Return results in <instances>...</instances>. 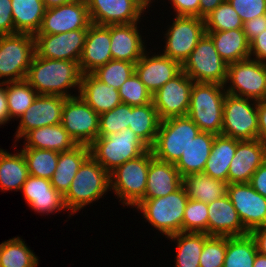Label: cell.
Listing matches in <instances>:
<instances>
[{
    "mask_svg": "<svg viewBox=\"0 0 266 267\" xmlns=\"http://www.w3.org/2000/svg\"><path fill=\"white\" fill-rule=\"evenodd\" d=\"M81 76L78 62L46 59L35 53L25 80L38 94L67 98L74 96L68 94V88L77 86L80 89Z\"/></svg>",
    "mask_w": 266,
    "mask_h": 267,
    "instance_id": "1",
    "label": "cell"
},
{
    "mask_svg": "<svg viewBox=\"0 0 266 267\" xmlns=\"http://www.w3.org/2000/svg\"><path fill=\"white\" fill-rule=\"evenodd\" d=\"M224 86L218 83H193L187 116L200 131L221 135L227 94Z\"/></svg>",
    "mask_w": 266,
    "mask_h": 267,
    "instance_id": "2",
    "label": "cell"
},
{
    "mask_svg": "<svg viewBox=\"0 0 266 267\" xmlns=\"http://www.w3.org/2000/svg\"><path fill=\"white\" fill-rule=\"evenodd\" d=\"M109 188V173L90 155L80 166L63 196L65 207L74 214L85 205L100 199Z\"/></svg>",
    "mask_w": 266,
    "mask_h": 267,
    "instance_id": "3",
    "label": "cell"
},
{
    "mask_svg": "<svg viewBox=\"0 0 266 267\" xmlns=\"http://www.w3.org/2000/svg\"><path fill=\"white\" fill-rule=\"evenodd\" d=\"M89 147L90 155L108 173L150 149L129 127L107 137L98 136Z\"/></svg>",
    "mask_w": 266,
    "mask_h": 267,
    "instance_id": "4",
    "label": "cell"
},
{
    "mask_svg": "<svg viewBox=\"0 0 266 267\" xmlns=\"http://www.w3.org/2000/svg\"><path fill=\"white\" fill-rule=\"evenodd\" d=\"M188 195L183 184L174 192L159 198H145L136 207L144 218L165 236L182 232Z\"/></svg>",
    "mask_w": 266,
    "mask_h": 267,
    "instance_id": "5",
    "label": "cell"
},
{
    "mask_svg": "<svg viewBox=\"0 0 266 267\" xmlns=\"http://www.w3.org/2000/svg\"><path fill=\"white\" fill-rule=\"evenodd\" d=\"M200 129L188 117H174L161 121L155 142L150 148L153 157L175 164Z\"/></svg>",
    "mask_w": 266,
    "mask_h": 267,
    "instance_id": "6",
    "label": "cell"
},
{
    "mask_svg": "<svg viewBox=\"0 0 266 267\" xmlns=\"http://www.w3.org/2000/svg\"><path fill=\"white\" fill-rule=\"evenodd\" d=\"M153 158L152 151L149 149L109 173L110 189H113L116 196L123 200L124 205L136 207L145 199L149 163Z\"/></svg>",
    "mask_w": 266,
    "mask_h": 267,
    "instance_id": "7",
    "label": "cell"
},
{
    "mask_svg": "<svg viewBox=\"0 0 266 267\" xmlns=\"http://www.w3.org/2000/svg\"><path fill=\"white\" fill-rule=\"evenodd\" d=\"M227 70L228 64L221 58L207 33L182 64V71L194 82L225 85Z\"/></svg>",
    "mask_w": 266,
    "mask_h": 267,
    "instance_id": "8",
    "label": "cell"
},
{
    "mask_svg": "<svg viewBox=\"0 0 266 267\" xmlns=\"http://www.w3.org/2000/svg\"><path fill=\"white\" fill-rule=\"evenodd\" d=\"M35 54L34 35L16 33L0 36V79L2 82L25 80Z\"/></svg>",
    "mask_w": 266,
    "mask_h": 267,
    "instance_id": "9",
    "label": "cell"
},
{
    "mask_svg": "<svg viewBox=\"0 0 266 267\" xmlns=\"http://www.w3.org/2000/svg\"><path fill=\"white\" fill-rule=\"evenodd\" d=\"M227 82L231 83L227 94L266 101V64L258 60L248 58L229 64Z\"/></svg>",
    "mask_w": 266,
    "mask_h": 267,
    "instance_id": "10",
    "label": "cell"
},
{
    "mask_svg": "<svg viewBox=\"0 0 266 267\" xmlns=\"http://www.w3.org/2000/svg\"><path fill=\"white\" fill-rule=\"evenodd\" d=\"M250 100L226 94L221 135L239 141L257 139L259 130L257 101L250 104Z\"/></svg>",
    "mask_w": 266,
    "mask_h": 267,
    "instance_id": "11",
    "label": "cell"
},
{
    "mask_svg": "<svg viewBox=\"0 0 266 267\" xmlns=\"http://www.w3.org/2000/svg\"><path fill=\"white\" fill-rule=\"evenodd\" d=\"M61 125L77 145L90 146L98 137L99 115L79 96L67 97Z\"/></svg>",
    "mask_w": 266,
    "mask_h": 267,
    "instance_id": "12",
    "label": "cell"
},
{
    "mask_svg": "<svg viewBox=\"0 0 266 267\" xmlns=\"http://www.w3.org/2000/svg\"><path fill=\"white\" fill-rule=\"evenodd\" d=\"M166 35L164 56L178 61L181 65L206 33L204 19L199 17L176 16Z\"/></svg>",
    "mask_w": 266,
    "mask_h": 267,
    "instance_id": "13",
    "label": "cell"
},
{
    "mask_svg": "<svg viewBox=\"0 0 266 267\" xmlns=\"http://www.w3.org/2000/svg\"><path fill=\"white\" fill-rule=\"evenodd\" d=\"M193 83L194 81L181 71L152 95L161 121L187 116Z\"/></svg>",
    "mask_w": 266,
    "mask_h": 267,
    "instance_id": "14",
    "label": "cell"
},
{
    "mask_svg": "<svg viewBox=\"0 0 266 267\" xmlns=\"http://www.w3.org/2000/svg\"><path fill=\"white\" fill-rule=\"evenodd\" d=\"M87 29H77L60 34H35V53L53 60L80 61Z\"/></svg>",
    "mask_w": 266,
    "mask_h": 267,
    "instance_id": "15",
    "label": "cell"
},
{
    "mask_svg": "<svg viewBox=\"0 0 266 267\" xmlns=\"http://www.w3.org/2000/svg\"><path fill=\"white\" fill-rule=\"evenodd\" d=\"M226 195L248 232L266 225V198L255 191L249 183L228 184Z\"/></svg>",
    "mask_w": 266,
    "mask_h": 267,
    "instance_id": "16",
    "label": "cell"
},
{
    "mask_svg": "<svg viewBox=\"0 0 266 267\" xmlns=\"http://www.w3.org/2000/svg\"><path fill=\"white\" fill-rule=\"evenodd\" d=\"M90 22L109 26L137 23L146 6L140 0H86Z\"/></svg>",
    "mask_w": 266,
    "mask_h": 267,
    "instance_id": "17",
    "label": "cell"
},
{
    "mask_svg": "<svg viewBox=\"0 0 266 267\" xmlns=\"http://www.w3.org/2000/svg\"><path fill=\"white\" fill-rule=\"evenodd\" d=\"M91 24L86 0L47 8L40 30L36 34H60L88 29Z\"/></svg>",
    "mask_w": 266,
    "mask_h": 267,
    "instance_id": "18",
    "label": "cell"
},
{
    "mask_svg": "<svg viewBox=\"0 0 266 267\" xmlns=\"http://www.w3.org/2000/svg\"><path fill=\"white\" fill-rule=\"evenodd\" d=\"M66 97L61 95L38 94L34 102L19 118L16 139L22 138L32 129L61 124Z\"/></svg>",
    "mask_w": 266,
    "mask_h": 267,
    "instance_id": "19",
    "label": "cell"
},
{
    "mask_svg": "<svg viewBox=\"0 0 266 267\" xmlns=\"http://www.w3.org/2000/svg\"><path fill=\"white\" fill-rule=\"evenodd\" d=\"M266 161V146L258 139L236 140V151L228 170V184L249 183Z\"/></svg>",
    "mask_w": 266,
    "mask_h": 267,
    "instance_id": "20",
    "label": "cell"
},
{
    "mask_svg": "<svg viewBox=\"0 0 266 267\" xmlns=\"http://www.w3.org/2000/svg\"><path fill=\"white\" fill-rule=\"evenodd\" d=\"M146 55L144 52L135 63V73L153 95L182 71V65L163 54L153 55L150 58Z\"/></svg>",
    "mask_w": 266,
    "mask_h": 267,
    "instance_id": "21",
    "label": "cell"
},
{
    "mask_svg": "<svg viewBox=\"0 0 266 267\" xmlns=\"http://www.w3.org/2000/svg\"><path fill=\"white\" fill-rule=\"evenodd\" d=\"M110 25L90 24L79 61L82 74H91L112 60Z\"/></svg>",
    "mask_w": 266,
    "mask_h": 267,
    "instance_id": "22",
    "label": "cell"
},
{
    "mask_svg": "<svg viewBox=\"0 0 266 267\" xmlns=\"http://www.w3.org/2000/svg\"><path fill=\"white\" fill-rule=\"evenodd\" d=\"M208 206V235L218 237L244 236V228L229 197L225 195Z\"/></svg>",
    "mask_w": 266,
    "mask_h": 267,
    "instance_id": "23",
    "label": "cell"
},
{
    "mask_svg": "<svg viewBox=\"0 0 266 267\" xmlns=\"http://www.w3.org/2000/svg\"><path fill=\"white\" fill-rule=\"evenodd\" d=\"M21 190L28 205L39 213L66 209L63 196L52 186L51 180L29 175Z\"/></svg>",
    "mask_w": 266,
    "mask_h": 267,
    "instance_id": "24",
    "label": "cell"
},
{
    "mask_svg": "<svg viewBox=\"0 0 266 267\" xmlns=\"http://www.w3.org/2000/svg\"><path fill=\"white\" fill-rule=\"evenodd\" d=\"M137 23L110 25L113 60L136 63L145 52Z\"/></svg>",
    "mask_w": 266,
    "mask_h": 267,
    "instance_id": "25",
    "label": "cell"
},
{
    "mask_svg": "<svg viewBox=\"0 0 266 267\" xmlns=\"http://www.w3.org/2000/svg\"><path fill=\"white\" fill-rule=\"evenodd\" d=\"M79 95L98 114L114 109L122 103L119 90L96 79L92 74H82Z\"/></svg>",
    "mask_w": 266,
    "mask_h": 267,
    "instance_id": "26",
    "label": "cell"
},
{
    "mask_svg": "<svg viewBox=\"0 0 266 267\" xmlns=\"http://www.w3.org/2000/svg\"><path fill=\"white\" fill-rule=\"evenodd\" d=\"M183 183L173 163L153 158L149 163L145 198H159L176 191Z\"/></svg>",
    "mask_w": 266,
    "mask_h": 267,
    "instance_id": "27",
    "label": "cell"
},
{
    "mask_svg": "<svg viewBox=\"0 0 266 267\" xmlns=\"http://www.w3.org/2000/svg\"><path fill=\"white\" fill-rule=\"evenodd\" d=\"M221 58L229 65L250 58V42L242 28L206 31Z\"/></svg>",
    "mask_w": 266,
    "mask_h": 267,
    "instance_id": "28",
    "label": "cell"
},
{
    "mask_svg": "<svg viewBox=\"0 0 266 267\" xmlns=\"http://www.w3.org/2000/svg\"><path fill=\"white\" fill-rule=\"evenodd\" d=\"M215 136L213 133L200 131L191 141L174 164L182 178L192 173H203Z\"/></svg>",
    "mask_w": 266,
    "mask_h": 267,
    "instance_id": "29",
    "label": "cell"
},
{
    "mask_svg": "<svg viewBox=\"0 0 266 267\" xmlns=\"http://www.w3.org/2000/svg\"><path fill=\"white\" fill-rule=\"evenodd\" d=\"M89 156L90 147L86 145H77L69 151L59 153L51 184L62 196L67 193L80 166Z\"/></svg>",
    "mask_w": 266,
    "mask_h": 267,
    "instance_id": "30",
    "label": "cell"
},
{
    "mask_svg": "<svg viewBox=\"0 0 266 267\" xmlns=\"http://www.w3.org/2000/svg\"><path fill=\"white\" fill-rule=\"evenodd\" d=\"M23 138L27 141L24 144L25 148L46 149L60 153L77 146L61 124L32 129Z\"/></svg>",
    "mask_w": 266,
    "mask_h": 267,
    "instance_id": "31",
    "label": "cell"
},
{
    "mask_svg": "<svg viewBox=\"0 0 266 267\" xmlns=\"http://www.w3.org/2000/svg\"><path fill=\"white\" fill-rule=\"evenodd\" d=\"M236 151V139L216 135L203 173L228 183V170Z\"/></svg>",
    "mask_w": 266,
    "mask_h": 267,
    "instance_id": "32",
    "label": "cell"
},
{
    "mask_svg": "<svg viewBox=\"0 0 266 267\" xmlns=\"http://www.w3.org/2000/svg\"><path fill=\"white\" fill-rule=\"evenodd\" d=\"M16 33L35 35L41 27L46 6L43 0H11Z\"/></svg>",
    "mask_w": 266,
    "mask_h": 267,
    "instance_id": "33",
    "label": "cell"
},
{
    "mask_svg": "<svg viewBox=\"0 0 266 267\" xmlns=\"http://www.w3.org/2000/svg\"><path fill=\"white\" fill-rule=\"evenodd\" d=\"M188 199L212 203L227 194L228 183L213 179L205 173H192L183 177Z\"/></svg>",
    "mask_w": 266,
    "mask_h": 267,
    "instance_id": "34",
    "label": "cell"
},
{
    "mask_svg": "<svg viewBox=\"0 0 266 267\" xmlns=\"http://www.w3.org/2000/svg\"><path fill=\"white\" fill-rule=\"evenodd\" d=\"M160 123L161 119L153 101L143 106H130V123L128 127L149 148L155 142Z\"/></svg>",
    "mask_w": 266,
    "mask_h": 267,
    "instance_id": "35",
    "label": "cell"
},
{
    "mask_svg": "<svg viewBox=\"0 0 266 267\" xmlns=\"http://www.w3.org/2000/svg\"><path fill=\"white\" fill-rule=\"evenodd\" d=\"M29 176L22 151L10 154L0 148V188L4 190H21Z\"/></svg>",
    "mask_w": 266,
    "mask_h": 267,
    "instance_id": "36",
    "label": "cell"
},
{
    "mask_svg": "<svg viewBox=\"0 0 266 267\" xmlns=\"http://www.w3.org/2000/svg\"><path fill=\"white\" fill-rule=\"evenodd\" d=\"M210 237L206 233L180 232L169 236L177 240L176 267H199L200 256L205 241Z\"/></svg>",
    "mask_w": 266,
    "mask_h": 267,
    "instance_id": "37",
    "label": "cell"
},
{
    "mask_svg": "<svg viewBox=\"0 0 266 267\" xmlns=\"http://www.w3.org/2000/svg\"><path fill=\"white\" fill-rule=\"evenodd\" d=\"M257 248L250 234L226 237V255L223 267H253Z\"/></svg>",
    "mask_w": 266,
    "mask_h": 267,
    "instance_id": "38",
    "label": "cell"
},
{
    "mask_svg": "<svg viewBox=\"0 0 266 267\" xmlns=\"http://www.w3.org/2000/svg\"><path fill=\"white\" fill-rule=\"evenodd\" d=\"M38 258L19 237L0 244V267H36Z\"/></svg>",
    "mask_w": 266,
    "mask_h": 267,
    "instance_id": "39",
    "label": "cell"
},
{
    "mask_svg": "<svg viewBox=\"0 0 266 267\" xmlns=\"http://www.w3.org/2000/svg\"><path fill=\"white\" fill-rule=\"evenodd\" d=\"M29 175L51 180L56 170L59 152L46 149L23 148Z\"/></svg>",
    "mask_w": 266,
    "mask_h": 267,
    "instance_id": "40",
    "label": "cell"
},
{
    "mask_svg": "<svg viewBox=\"0 0 266 267\" xmlns=\"http://www.w3.org/2000/svg\"><path fill=\"white\" fill-rule=\"evenodd\" d=\"M9 115L19 118L34 102L38 93L26 81L5 82Z\"/></svg>",
    "mask_w": 266,
    "mask_h": 267,
    "instance_id": "41",
    "label": "cell"
},
{
    "mask_svg": "<svg viewBox=\"0 0 266 267\" xmlns=\"http://www.w3.org/2000/svg\"><path fill=\"white\" fill-rule=\"evenodd\" d=\"M135 72V63L110 60L104 66L97 68L91 74L100 82L114 86L119 90L121 85Z\"/></svg>",
    "mask_w": 266,
    "mask_h": 267,
    "instance_id": "42",
    "label": "cell"
},
{
    "mask_svg": "<svg viewBox=\"0 0 266 267\" xmlns=\"http://www.w3.org/2000/svg\"><path fill=\"white\" fill-rule=\"evenodd\" d=\"M206 31H227L243 28V22L228 1L216 7L204 18Z\"/></svg>",
    "mask_w": 266,
    "mask_h": 267,
    "instance_id": "43",
    "label": "cell"
},
{
    "mask_svg": "<svg viewBox=\"0 0 266 267\" xmlns=\"http://www.w3.org/2000/svg\"><path fill=\"white\" fill-rule=\"evenodd\" d=\"M130 123V105L120 103L114 109L99 115L98 136L107 137L119 133Z\"/></svg>",
    "mask_w": 266,
    "mask_h": 267,
    "instance_id": "44",
    "label": "cell"
},
{
    "mask_svg": "<svg viewBox=\"0 0 266 267\" xmlns=\"http://www.w3.org/2000/svg\"><path fill=\"white\" fill-rule=\"evenodd\" d=\"M182 232L206 233L208 235L207 204L197 200H188V203L184 210Z\"/></svg>",
    "mask_w": 266,
    "mask_h": 267,
    "instance_id": "45",
    "label": "cell"
},
{
    "mask_svg": "<svg viewBox=\"0 0 266 267\" xmlns=\"http://www.w3.org/2000/svg\"><path fill=\"white\" fill-rule=\"evenodd\" d=\"M122 103L143 106L152 102V94L134 72L119 88Z\"/></svg>",
    "mask_w": 266,
    "mask_h": 267,
    "instance_id": "46",
    "label": "cell"
},
{
    "mask_svg": "<svg viewBox=\"0 0 266 267\" xmlns=\"http://www.w3.org/2000/svg\"><path fill=\"white\" fill-rule=\"evenodd\" d=\"M226 237L210 236L204 243L199 267H223Z\"/></svg>",
    "mask_w": 266,
    "mask_h": 267,
    "instance_id": "47",
    "label": "cell"
},
{
    "mask_svg": "<svg viewBox=\"0 0 266 267\" xmlns=\"http://www.w3.org/2000/svg\"><path fill=\"white\" fill-rule=\"evenodd\" d=\"M242 22L266 15V0H227Z\"/></svg>",
    "mask_w": 266,
    "mask_h": 267,
    "instance_id": "48",
    "label": "cell"
},
{
    "mask_svg": "<svg viewBox=\"0 0 266 267\" xmlns=\"http://www.w3.org/2000/svg\"><path fill=\"white\" fill-rule=\"evenodd\" d=\"M15 34L11 0H0V36Z\"/></svg>",
    "mask_w": 266,
    "mask_h": 267,
    "instance_id": "49",
    "label": "cell"
},
{
    "mask_svg": "<svg viewBox=\"0 0 266 267\" xmlns=\"http://www.w3.org/2000/svg\"><path fill=\"white\" fill-rule=\"evenodd\" d=\"M177 16L199 17L200 0H171Z\"/></svg>",
    "mask_w": 266,
    "mask_h": 267,
    "instance_id": "50",
    "label": "cell"
},
{
    "mask_svg": "<svg viewBox=\"0 0 266 267\" xmlns=\"http://www.w3.org/2000/svg\"><path fill=\"white\" fill-rule=\"evenodd\" d=\"M243 32L249 42L266 30V15L255 17L243 23Z\"/></svg>",
    "mask_w": 266,
    "mask_h": 267,
    "instance_id": "51",
    "label": "cell"
},
{
    "mask_svg": "<svg viewBox=\"0 0 266 267\" xmlns=\"http://www.w3.org/2000/svg\"><path fill=\"white\" fill-rule=\"evenodd\" d=\"M252 54L256 57L252 59L266 64V30L250 42V58Z\"/></svg>",
    "mask_w": 266,
    "mask_h": 267,
    "instance_id": "52",
    "label": "cell"
},
{
    "mask_svg": "<svg viewBox=\"0 0 266 267\" xmlns=\"http://www.w3.org/2000/svg\"><path fill=\"white\" fill-rule=\"evenodd\" d=\"M249 184L266 198V161L253 173Z\"/></svg>",
    "mask_w": 266,
    "mask_h": 267,
    "instance_id": "53",
    "label": "cell"
},
{
    "mask_svg": "<svg viewBox=\"0 0 266 267\" xmlns=\"http://www.w3.org/2000/svg\"><path fill=\"white\" fill-rule=\"evenodd\" d=\"M257 112H258V137L266 146V101H257Z\"/></svg>",
    "mask_w": 266,
    "mask_h": 267,
    "instance_id": "54",
    "label": "cell"
},
{
    "mask_svg": "<svg viewBox=\"0 0 266 267\" xmlns=\"http://www.w3.org/2000/svg\"><path fill=\"white\" fill-rule=\"evenodd\" d=\"M249 234L255 241L257 251L266 255V225L254 228Z\"/></svg>",
    "mask_w": 266,
    "mask_h": 267,
    "instance_id": "55",
    "label": "cell"
},
{
    "mask_svg": "<svg viewBox=\"0 0 266 267\" xmlns=\"http://www.w3.org/2000/svg\"><path fill=\"white\" fill-rule=\"evenodd\" d=\"M3 85H5V82H0V125L10 120L6 88Z\"/></svg>",
    "mask_w": 266,
    "mask_h": 267,
    "instance_id": "56",
    "label": "cell"
},
{
    "mask_svg": "<svg viewBox=\"0 0 266 267\" xmlns=\"http://www.w3.org/2000/svg\"><path fill=\"white\" fill-rule=\"evenodd\" d=\"M225 1L227 0H200V18L204 19Z\"/></svg>",
    "mask_w": 266,
    "mask_h": 267,
    "instance_id": "57",
    "label": "cell"
},
{
    "mask_svg": "<svg viewBox=\"0 0 266 267\" xmlns=\"http://www.w3.org/2000/svg\"><path fill=\"white\" fill-rule=\"evenodd\" d=\"M75 1H77V0H43L46 8L60 6V5L75 2Z\"/></svg>",
    "mask_w": 266,
    "mask_h": 267,
    "instance_id": "58",
    "label": "cell"
},
{
    "mask_svg": "<svg viewBox=\"0 0 266 267\" xmlns=\"http://www.w3.org/2000/svg\"><path fill=\"white\" fill-rule=\"evenodd\" d=\"M253 267H266V255L257 252Z\"/></svg>",
    "mask_w": 266,
    "mask_h": 267,
    "instance_id": "59",
    "label": "cell"
},
{
    "mask_svg": "<svg viewBox=\"0 0 266 267\" xmlns=\"http://www.w3.org/2000/svg\"><path fill=\"white\" fill-rule=\"evenodd\" d=\"M146 7L149 6L148 4L151 3V0H140Z\"/></svg>",
    "mask_w": 266,
    "mask_h": 267,
    "instance_id": "60",
    "label": "cell"
}]
</instances>
